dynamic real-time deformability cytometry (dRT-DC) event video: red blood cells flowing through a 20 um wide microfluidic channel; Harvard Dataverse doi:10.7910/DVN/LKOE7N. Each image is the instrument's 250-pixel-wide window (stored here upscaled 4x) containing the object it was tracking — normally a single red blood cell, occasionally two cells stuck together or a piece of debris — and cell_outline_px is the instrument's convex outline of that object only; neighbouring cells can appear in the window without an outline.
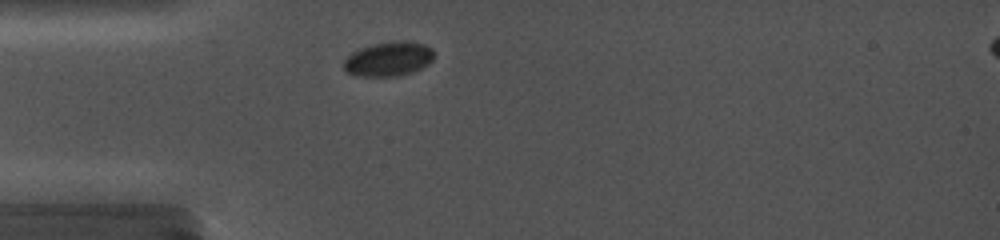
{"species": "common noctule bat (a hibernating species)", "species_latin": "Nyctalus noctula", "temperature_condition": "cold", "stored_images_in_passage": 17, "camera_frame_rate_fps": 5000, "um_per_image_px": 0.085, "animal": {"sex": "female", "body_mass_g": 19.0, "forearm_length_mm": 56.7}, "frame": {"image": 1, "passage_image": 2, "time_ms": 0.8, "image_size_px": [1000, 240], "cell_outline_px": [[432, 60], [428, 64], [412, 72], [400, 76], [356, 76], [348, 72], [344, 68], [344, 60], [352, 52], [360, 48], [372, 44], [392, 40], [404, 40], [424, 44], [432, 48]], "centroid_in_image_um": [33.02, 5.0], "position_along_channel_um": 52.0, "area_um2": 18.15}}
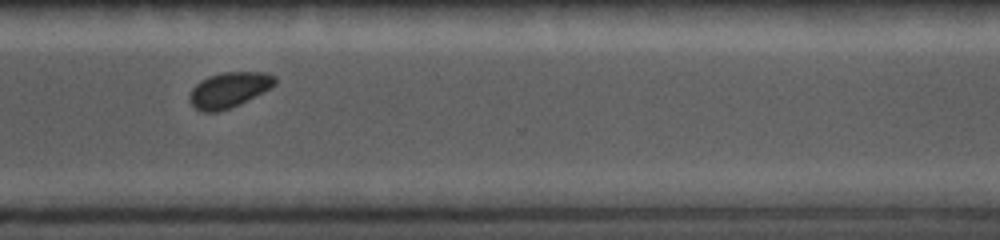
{"frame": {"image": 2, "passage_image": 13, "time_ms": 9.0, "image_size_px": [1000, 240], "cell_outline_px": [[276, 84], [248, 100], [240, 104], [216, 112], [200, 112], [188, 100], [188, 96], [192, 88], [200, 80], [208, 76], [224, 72], [268, 72], [276, 76]], "centroid_in_image_um": [19.45, 7.63], "position_along_channel_um": 351.2, "area_um2": 17.63}}
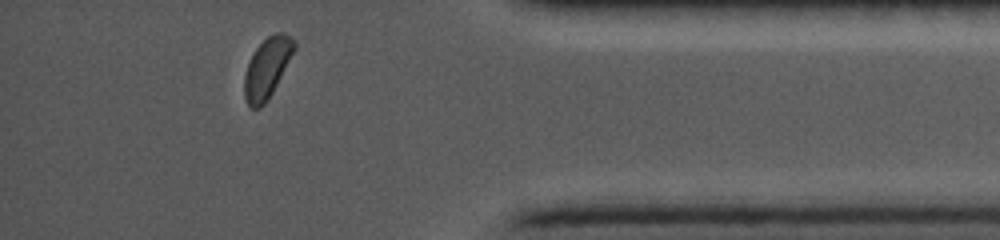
{"frame": {"image": 3, "passage_image": 16, "time_ms": 11.0, "image_size_px": [1000, 240], "cell_outline_px": [[296, 48], [272, 92], [264, 104], [260, 108], [252, 108], [248, 104], [244, 96], [244, 76], [248, 64], [256, 48], [268, 36], [276, 32], [284, 32], [292, 36], [296, 44]], "centroid_in_image_um": [22.72, 5.75], "position_along_channel_um": 412.5, "area_um2": 17.22}, "authors_computed_cell_mechanics": {"area_um2": 17.918, "velocity_mm_per_s": 3.7481, "shape_relaxation_time_tau1_ms": null, "shape_relaxation_time_tau2_ms": 2.7635, "deformation_change_tau1": null, "deformation_change_tau2": 0.0407}}